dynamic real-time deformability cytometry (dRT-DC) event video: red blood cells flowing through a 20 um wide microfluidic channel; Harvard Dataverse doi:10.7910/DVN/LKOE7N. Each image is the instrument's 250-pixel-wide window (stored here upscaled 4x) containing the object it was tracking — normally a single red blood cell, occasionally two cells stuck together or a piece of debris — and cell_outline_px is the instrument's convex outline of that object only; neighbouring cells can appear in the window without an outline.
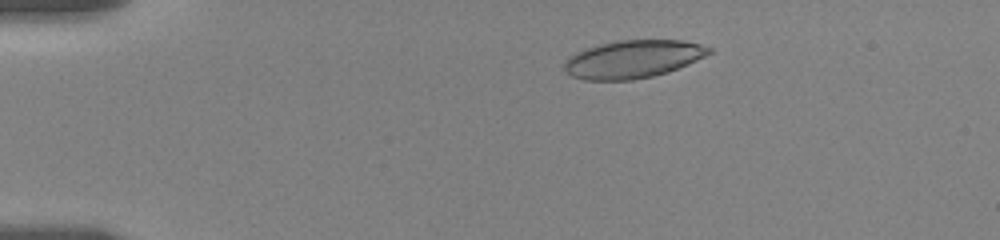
{"species": "human", "species_latin": "Homo sapiens", "temperature_condition": "room temperature", "stored_images_in_passage": 55, "camera_frame_rate_fps": 3000, "um_per_image_px": 0.085, "donor": {"sex": "female"}, "frame": {"image": 1, "passage_image": 9, "time_ms": 2.667, "image_size_px": [1000, 240], "cell_outline_px": [[712, 52], [688, 64], [668, 72], [652, 76], [632, 80], [584, 80], [572, 76], [564, 72], [564, 64], [568, 56], [584, 48], [600, 44], [620, 40], [684, 40], [700, 44], [712, 48]], "centroid_in_image_um": [53.77, 5.02], "position_along_channel_um": 31.2, "area_um2": 32.02}}
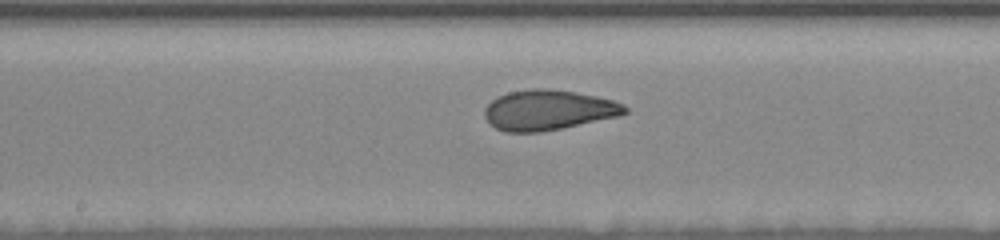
{"frame": {"image": 2, "passage_image": 29, "time_ms": 9.333, "image_size_px": [1000, 240], "cell_outline_px": [[628, 112], [616, 116], [560, 128], [540, 132], [504, 132], [496, 128], [484, 116], [484, 108], [496, 96], [508, 92], [532, 88], [548, 88], [576, 92], [596, 96], [612, 100], [624, 104], [628, 108]], "centroid_in_image_um": [46.57, 9.34], "position_along_channel_um": 201.6, "area_um2": 32.66}}
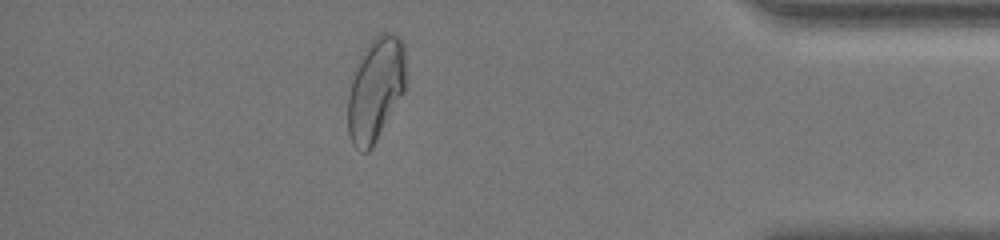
{"frame": {"image": 3, "passage_image": 49, "time_ms": 16.0, "image_size_px": [1000, 240], "cell_outline_px": [[404, 92], [372, 148], [368, 152], [360, 152], [352, 144], [348, 132], [348, 96], [352, 80], [368, 44], [380, 32], [388, 32], [400, 36], [404, 44]], "centroid_in_image_um": [31.93, 7.62], "position_along_channel_um": 403.3, "area_um2": 34.45}, "authors_computed_cell_mechanics": {"area_um2": 32.657, "velocity_mm_per_s": 3.5165, "shape_relaxation_time_tau1_ms": 4.4473, "shape_relaxation_time_tau2_ms": 1.1368, "deformation_change_tau1": 0.1596, "deformation_change_tau2": 0.0768}}